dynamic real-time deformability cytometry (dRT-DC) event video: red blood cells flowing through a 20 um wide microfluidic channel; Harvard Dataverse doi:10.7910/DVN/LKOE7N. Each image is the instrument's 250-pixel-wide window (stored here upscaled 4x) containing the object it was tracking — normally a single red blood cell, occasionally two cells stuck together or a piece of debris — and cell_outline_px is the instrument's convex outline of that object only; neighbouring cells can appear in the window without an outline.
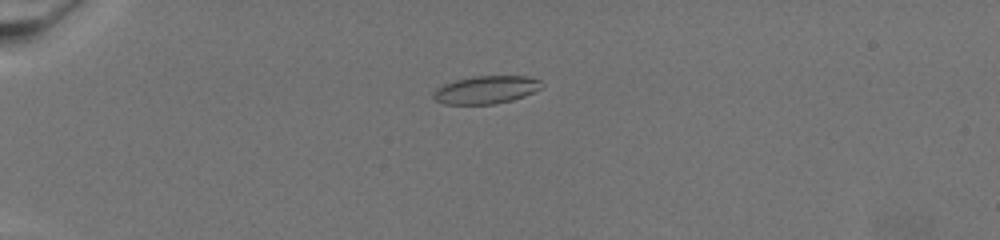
{"species": "common noctule bat (a hibernating species)", "species_latin": "Nyctalus noctula", "temperature_condition": "warm", "stored_images_in_passage": 56, "camera_frame_rate_fps": 3000, "um_per_image_px": 0.085, "animal": {"sex": "female", "body_mass_g": 19.5, "forearm_length_mm": 54.1}, "frame": {"image": 1, "passage_image": 4, "time_ms": 1.0, "image_size_px": [1000, 240], "cell_outline_px": [[540, 88], [524, 96], [512, 100], [492, 104], [444, 104], [436, 100], [432, 96], [432, 92], [436, 88], [444, 84], [456, 80], [472, 76], [528, 76], [540, 80]], "centroid_in_image_um": [41.27, 7.63], "position_along_channel_um": 43.7, "area_um2": 17.46}}
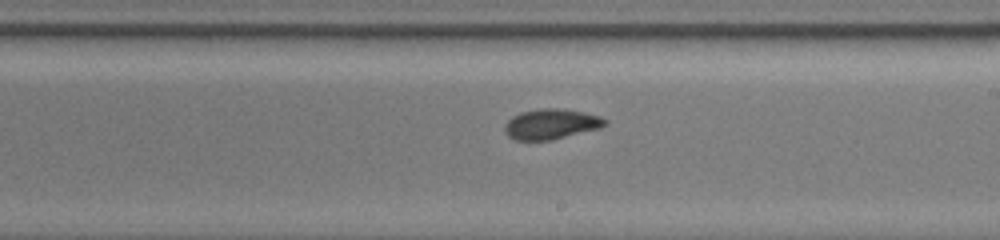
{"frame": {"image": 2, "passage_image": 29, "time_ms": 9.333, "image_size_px": [1000, 240], "cell_outline_px": [[608, 124], [600, 128], [552, 140], [516, 140], [508, 136], [504, 132], [504, 128], [508, 120], [512, 116], [520, 112], [540, 108], [560, 108], [584, 112], [600, 116], [608, 120]], "centroid_in_image_um": [46.86, 10.54], "position_along_channel_um": 242.1, "area_um2": 17.86}}
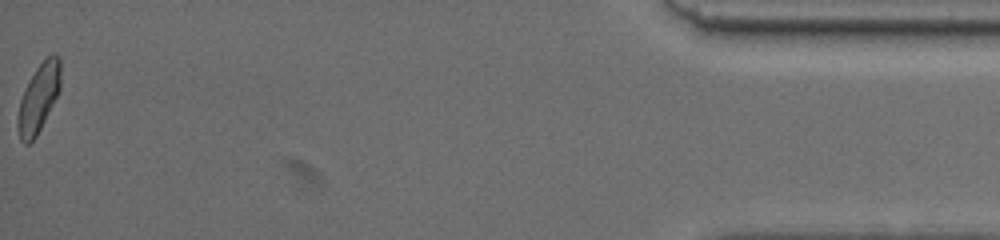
{"frame": {"image": 3, "passage_image": 56, "time_ms": 18.333, "image_size_px": [1000, 240], "cell_outline_px": [[60, 88], [36, 136], [28, 144], [24, 144], [20, 140], [16, 124], [16, 120], [20, 100], [24, 88], [36, 68], [52, 52], [56, 52], [60, 56]], "centroid_in_image_um": [3.26, 8.31], "position_along_channel_um": 431.9, "area_um2": 16.94}}